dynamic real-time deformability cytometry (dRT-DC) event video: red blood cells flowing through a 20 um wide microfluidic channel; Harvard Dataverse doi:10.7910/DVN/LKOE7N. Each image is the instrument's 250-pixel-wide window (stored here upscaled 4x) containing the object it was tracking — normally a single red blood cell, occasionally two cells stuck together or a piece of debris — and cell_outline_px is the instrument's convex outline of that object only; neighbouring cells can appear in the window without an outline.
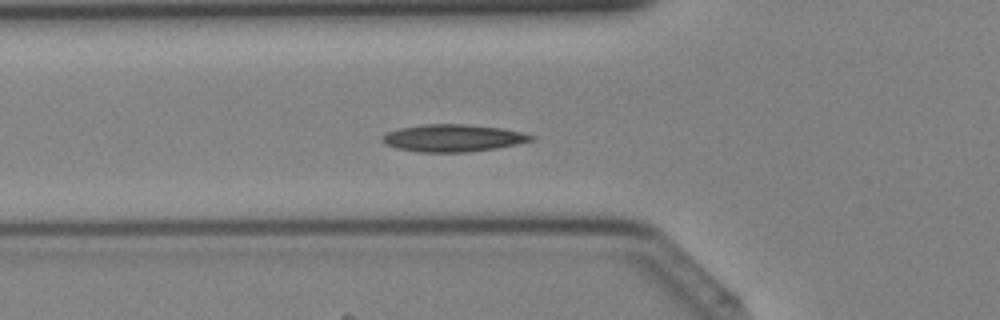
{"species": "Egyptian fruit bat (a non-hibernating species)", "species_latin": "Rousettus aegyptiacus", "temperature_condition": "cold", "stored_images_in_passage": 42, "camera_frame_rate_fps": 3000, "um_per_image_px": 0.085, "animal": {"sex": "female"}, "frame": {"image": 1, "passage_image": 15, "time_ms": 4.667, "image_size_px": [1000, 320], "cell_outline_px": [[536, 140], [496, 148], [464, 152], [420, 152], [396, 148], [384, 144], [380, 140], [380, 136], [388, 132], [400, 128], [420, 124], [464, 124], [500, 128], [524, 132], [536, 136]], "centroid_in_image_um": [38.49, 11.73], "position_along_channel_um": 87.3, "area_um2": 23.81}}
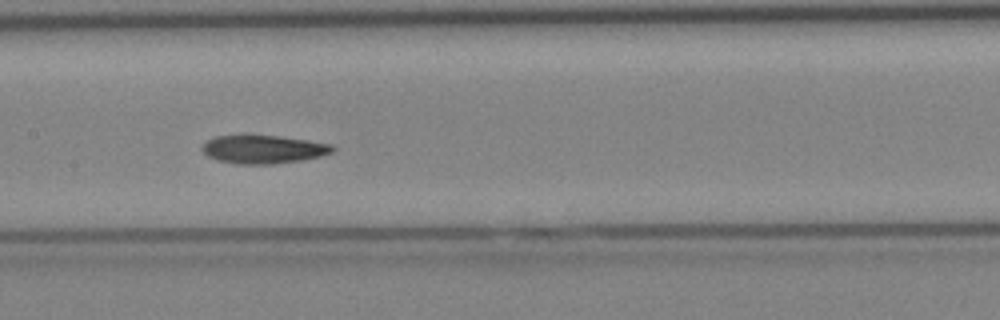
{"frame": {"image": 2, "passage_image": 21, "time_ms": 6.667, "image_size_px": [1000, 320], "cell_outline_px": [[336, 148], [332, 152], [320, 156], [300, 160], [272, 164], [236, 164], [216, 160], [208, 156], [200, 148], [208, 140], [216, 136], [276, 136], [308, 140], [332, 144]], "centroid_in_image_um": [22.39, 12.7], "position_along_channel_um": 185.0, "area_um2": 21.27}}
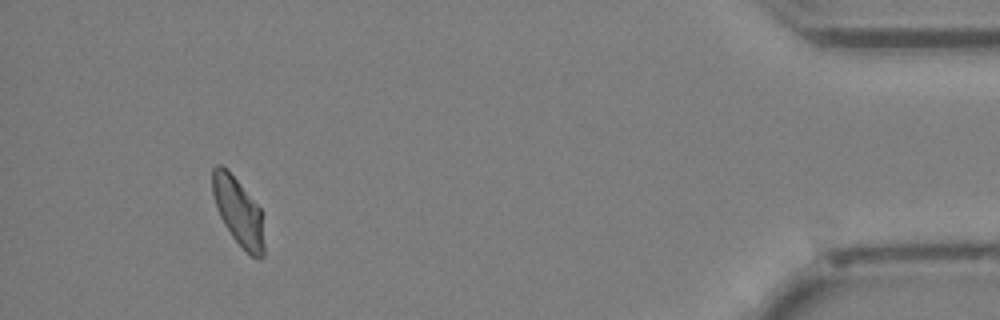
{"frame": {"image": 3, "passage_image": 39, "time_ms": 12.667, "image_size_px": [1000, 320], "cell_outline_px": [[264, 256], [260, 260], [252, 256], [232, 236], [224, 224], [216, 208], [212, 192], [212, 168], [216, 164], [220, 164], [236, 180], [260, 208], [264, 244]], "centroid_in_image_um": [20.24, 18.0], "position_along_channel_um": 415.0, "area_um2": 19.88}}